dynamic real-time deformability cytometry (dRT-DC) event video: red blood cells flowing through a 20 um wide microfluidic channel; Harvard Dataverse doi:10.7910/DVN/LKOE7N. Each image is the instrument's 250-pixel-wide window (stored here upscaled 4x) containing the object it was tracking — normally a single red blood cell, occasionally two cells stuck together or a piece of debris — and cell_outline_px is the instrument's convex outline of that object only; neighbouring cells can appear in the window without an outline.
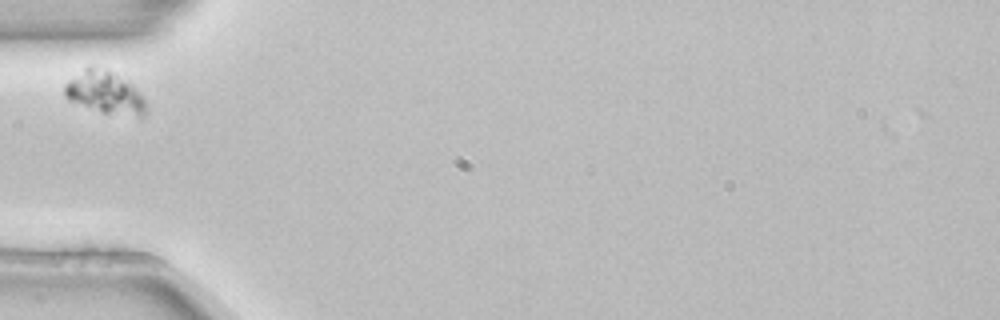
{"species": "common noctule bat (a hibernating species)", "species_latin": "Nyctalus noctula", "temperature_condition": "room temperature", "stored_images_in_passage": 2, "camera_frame_rate_fps": 3000, "um_per_image_px": 0.085, "animal": {"sex": "female", "body_mass_g": 22.7, "forearm_length_mm": 54.2}, "frame": {"image": 1, "passage_image": 1, "time_ms": 0.0, "image_size_px": [1000, 320], "cell_outline_px": [[148, 112], [144, 116], [140, 116], [104, 112], [68, 100], [64, 96], [64, 84], [68, 80], [88, 64], [108, 68], [128, 80], [132, 84], [144, 100], [148, 108]], "centroid_in_image_um": [8.91, 7.8], "position_along_channel_um": 76.1, "area_um2": 20.35}}